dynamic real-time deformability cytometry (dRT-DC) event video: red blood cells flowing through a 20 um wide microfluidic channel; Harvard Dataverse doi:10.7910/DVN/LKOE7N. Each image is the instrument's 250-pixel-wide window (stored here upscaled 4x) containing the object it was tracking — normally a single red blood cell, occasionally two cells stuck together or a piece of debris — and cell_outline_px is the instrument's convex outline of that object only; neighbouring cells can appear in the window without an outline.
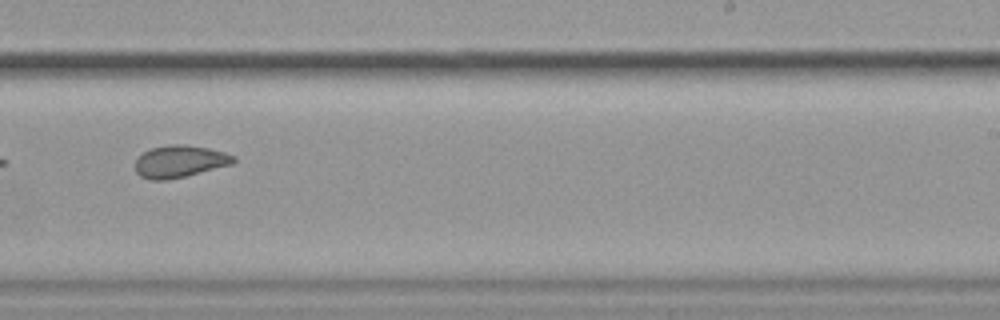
{"species": "common noctule bat (a hibernating species)", "species_latin": "Nyctalus noctula", "temperature_condition": "cold", "stored_images_in_passage": 13, "camera_frame_rate_fps": 3000, "um_per_image_px": 0.085, "animal": {"sex": "female", "body_mass_g": 19.9}, "frame": {"image": 1, "passage_image": 10, "time_ms": 11.667, "image_size_px": [1000, 320], "cell_outline_px": [[236, 160], [232, 164], [184, 176], [164, 180], [152, 180], [140, 176], [136, 172], [136, 160], [144, 152], [152, 148], [168, 144], [180, 144], [208, 148], [224, 152], [236, 156]], "centroid_in_image_um": [15.28, 13.71], "position_along_channel_um": 273.7, "area_um2": 18.15}}
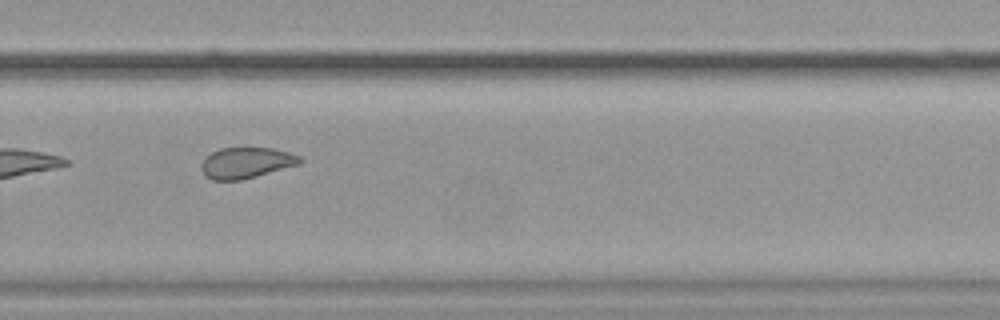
{"frame": {"image": 2, "passage_image": 11, "time_ms": 12.667, "image_size_px": [1000, 320], "cell_outline_px": [[304, 160], [300, 164], [256, 176], [240, 180], [212, 180], [204, 176], [200, 168], [200, 164], [204, 156], [220, 148], [272, 148], [288, 152], [300, 156]], "centroid_in_image_um": [20.89, 13.84], "position_along_channel_um": 308.9, "area_um2": 17.92}, "authors_computed_cell_mechanics": {"area_um2": 18.3804, "velocity_mm_per_s": 3.5101, "shape_relaxation_time_tau1_ms": 6.4071, "shape_relaxation_time_tau2_ms": 5.0625, "deformation_change_tau1": 0.2195, "deformation_change_tau2": 0.0776}}